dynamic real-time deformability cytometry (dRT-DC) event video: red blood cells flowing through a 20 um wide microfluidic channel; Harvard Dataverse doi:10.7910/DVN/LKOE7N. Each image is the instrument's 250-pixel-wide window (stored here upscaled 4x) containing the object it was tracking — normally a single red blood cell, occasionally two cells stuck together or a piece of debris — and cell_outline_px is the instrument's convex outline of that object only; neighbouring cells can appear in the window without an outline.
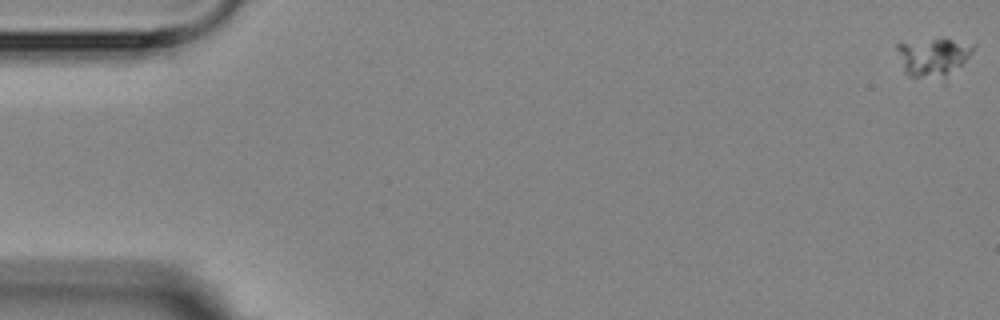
{"species": "Egyptian fruit bat (a non-hibernating species)", "species_latin": "Rousettus aegyptiacus", "temperature_condition": "room temperature", "stored_images_in_passage": 6, "camera_frame_rate_fps": 3000, "um_per_image_px": 0.085, "animal": {"sex": "female"}, "frame": {"image": 1, "passage_image": 1, "time_ms": 0.0, "image_size_px": [1000, 320], "cell_outline_px": [[976, 44], [972, 52], [944, 84], [908, 76], [904, 72], [896, 48], [896, 44], [944, 36]], "centroid_in_image_um": [79.36, 4.9], "position_along_channel_um": 5.6, "area_um2": 18.44}}
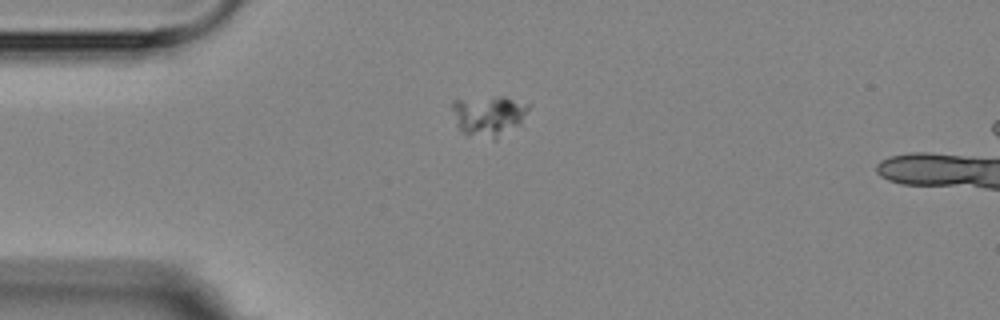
{"frame": {"image": 2, "passage_image": 5, "time_ms": 4.667, "image_size_px": [1000, 320], "cell_outline_px": [[532, 104], [520, 124], [496, 140], [464, 132], [460, 128], [452, 108], [452, 100], [500, 96], [504, 96]], "centroid_in_image_um": [41.61, 9.8], "position_along_channel_um": 43.4, "area_um2": 17.8}}